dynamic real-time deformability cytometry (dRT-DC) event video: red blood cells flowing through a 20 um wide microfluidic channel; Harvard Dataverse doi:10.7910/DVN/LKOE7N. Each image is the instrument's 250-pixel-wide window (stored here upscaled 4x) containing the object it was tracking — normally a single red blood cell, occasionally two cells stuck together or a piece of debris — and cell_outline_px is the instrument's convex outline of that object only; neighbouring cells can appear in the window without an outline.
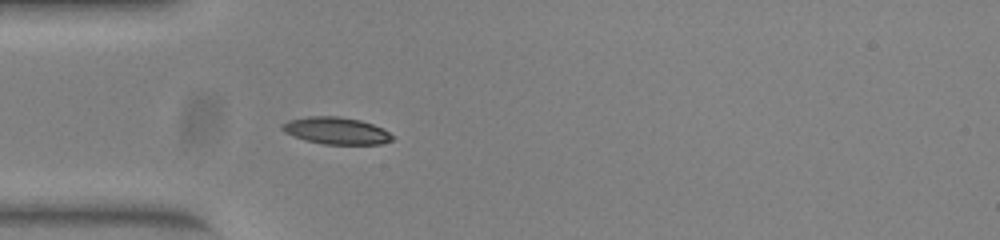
{"species": "common noctule bat (a hibernating species)", "species_latin": "Nyctalus noctula", "temperature_condition": "warm", "stored_images_in_passage": 22, "camera_frame_rate_fps": 3000, "um_per_image_px": 0.085, "animal": {"sex": "female", "body_mass_g": 23.0, "forearm_length_mm": 53.4}, "frame": {"image": 1, "passage_image": 1, "time_ms": 0.0, "image_size_px": [1000, 240], "cell_outline_px": [[396, 136], [392, 140], [380, 144], [324, 144], [304, 140], [284, 132], [280, 128], [280, 124], [288, 120], [308, 116], [340, 116], [360, 120], [384, 128]], "centroid_in_image_um": [28.58, 11.1], "position_along_channel_um": 56.4, "area_um2": 17.57}}
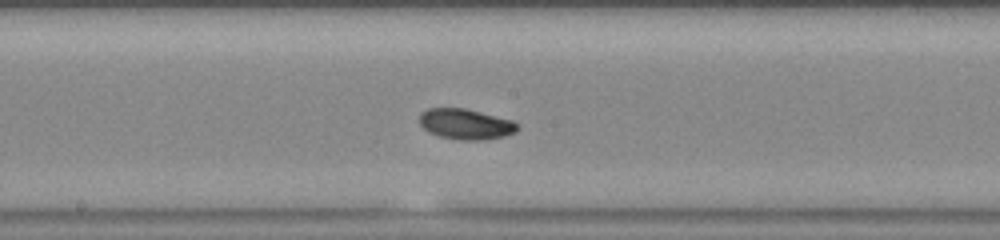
{"frame": {"image": 2, "passage_image": 13, "time_ms": 4.0, "image_size_px": [1000, 240], "cell_outline_px": [[516, 132], [504, 136], [484, 140], [460, 140], [440, 136], [428, 132], [420, 124], [420, 112], [428, 108], [464, 108], [512, 120], [516, 124]], "centroid_in_image_um": [39.55, 10.55], "position_along_channel_um": 208.7, "area_um2": 17.28}}
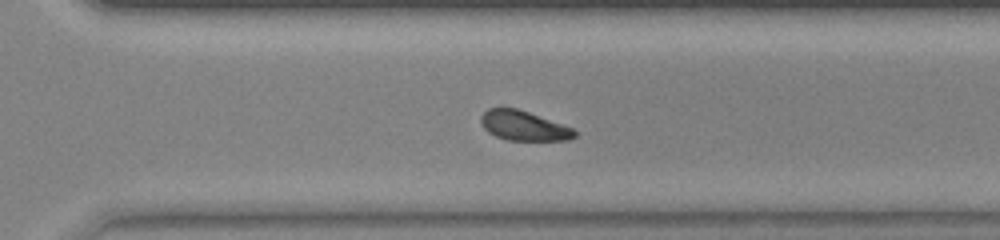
{"frame": {"image": 3, "passage_image": 22, "time_ms": 7.0, "image_size_px": [1000, 240], "cell_outline_px": [[576, 136], [568, 140], [508, 140], [496, 136], [488, 132], [484, 128], [480, 120], [480, 116], [488, 108], [516, 108], [528, 112], [572, 128], [576, 132]], "centroid_in_image_um": [44.48, 10.69], "position_along_channel_um": 326.1, "area_um2": 15.95}}